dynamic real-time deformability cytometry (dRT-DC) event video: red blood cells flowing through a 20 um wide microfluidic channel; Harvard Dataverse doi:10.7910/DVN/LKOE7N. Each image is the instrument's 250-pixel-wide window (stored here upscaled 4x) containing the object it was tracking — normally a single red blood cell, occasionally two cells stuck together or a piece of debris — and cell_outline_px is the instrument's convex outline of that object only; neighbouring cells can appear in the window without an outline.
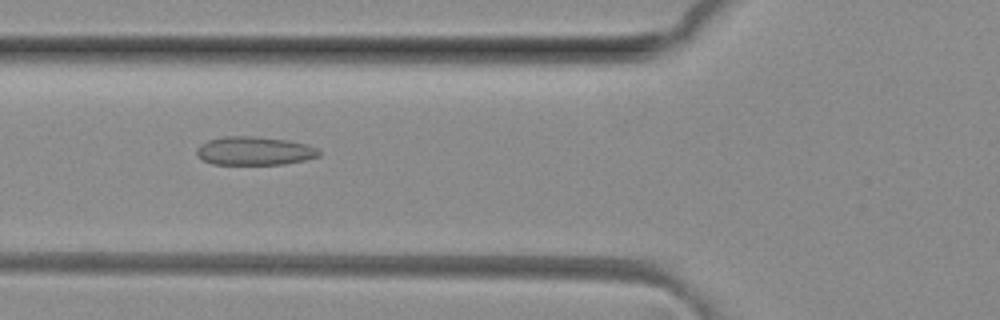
{"species": "common noctule bat (a hibernating species)", "species_latin": "Nyctalus noctula", "temperature_condition": "room temperature", "stored_images_in_passage": 49, "camera_frame_rate_fps": 3000, "um_per_image_px": 0.085, "animal": {"sex": "female", "body_mass_g": 29.2, "forearm_length_mm": 56.3}, "frame": {"image": 1, "passage_image": 18, "time_ms": 5.667, "image_size_px": [1000, 320], "cell_outline_px": [[320, 156], [304, 160], [284, 164], [212, 164], [196, 156], [196, 148], [200, 144], [208, 140], [224, 136], [252, 136], [288, 140], [308, 144], [316, 148], [320, 152]], "centroid_in_image_um": [21.61, 12.82], "position_along_channel_um": 104.2, "area_um2": 20.4}}
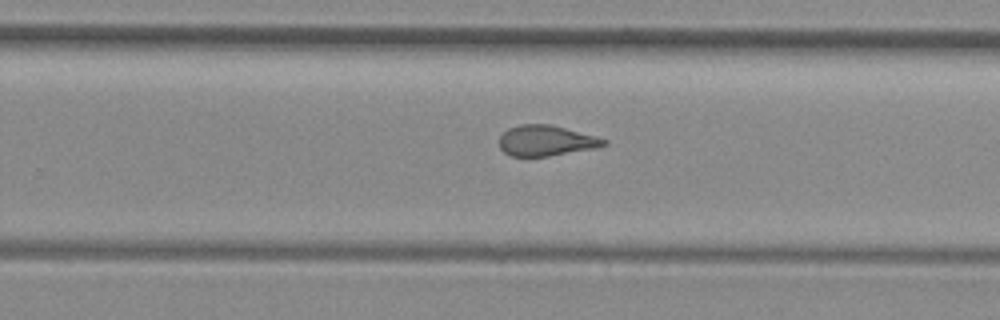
{"frame": {"image": 2, "passage_image": 31, "time_ms": 10.0, "image_size_px": [1000, 320], "cell_outline_px": [[608, 144], [596, 148], [548, 156], [512, 156], [504, 152], [500, 148], [500, 136], [508, 128], [520, 124], [548, 124], [596, 136], [608, 140]], "centroid_in_image_um": [46.42, 11.95], "position_along_channel_um": 283.4, "area_um2": 18.5}}
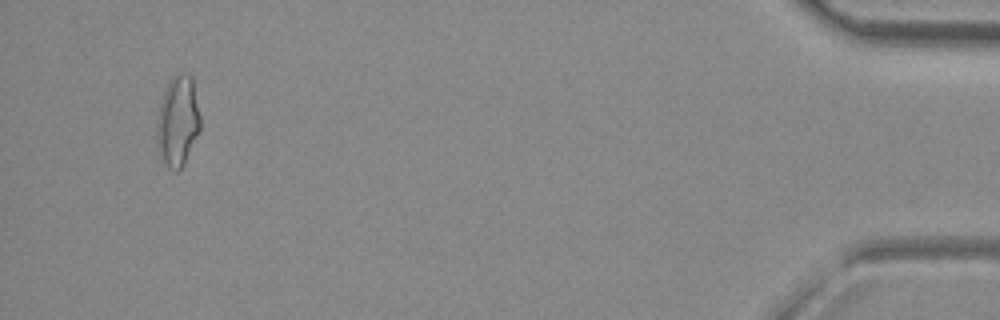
{"frame": {"image": 3, "passage_image": 47, "time_ms": 15.333, "image_size_px": [1000, 320], "cell_outline_px": [[200, 132], [184, 164], [176, 172], [168, 168], [156, 148], [156, 132], [160, 104], [168, 80], [176, 72], [184, 72], [192, 76], [200, 116]], "centroid_in_image_um": [15.11, 10.29], "position_along_channel_um": 420.1, "area_um2": 23.24}, "authors_computed_cell_mechanics": {"area_um2": 20.0566, "velocity_mm_per_s": 4.137, "shape_relaxation_time_tau1_ms": null, "shape_relaxation_time_tau2_ms": 1.4345, "deformation_change_tau1": null, "deformation_change_tau2": 0.0998}}